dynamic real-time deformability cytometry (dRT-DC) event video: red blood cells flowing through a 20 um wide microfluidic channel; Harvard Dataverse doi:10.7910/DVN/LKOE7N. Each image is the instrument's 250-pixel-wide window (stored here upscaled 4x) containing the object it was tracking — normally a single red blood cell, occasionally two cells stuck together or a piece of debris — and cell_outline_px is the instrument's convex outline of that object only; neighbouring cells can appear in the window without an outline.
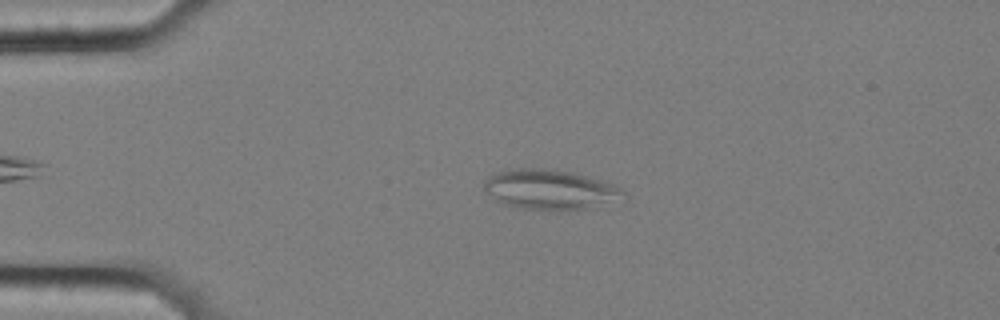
{"species": "common noctule bat (a hibernating species)", "species_latin": "Nyctalus noctula", "temperature_condition": "cold", "stored_images_in_passage": 47, "camera_frame_rate_fps": 3000, "um_per_image_px": 0.085, "animal": {"sex": "female", "body_mass_g": 25.1}, "frame": {"image": 1, "passage_image": 3, "time_ms": 0.667, "image_size_px": [1000, 320], "cell_outline_px": [[628, 196], [592, 208], [516, 208], [500, 204], [484, 188], [484, 180], [488, 176], [500, 172], [516, 168], [552, 168], [576, 172], [612, 184], [620, 188]], "centroid_in_image_um": [46.74, 16.08], "position_along_channel_um": 38.3, "area_um2": 32.02}}
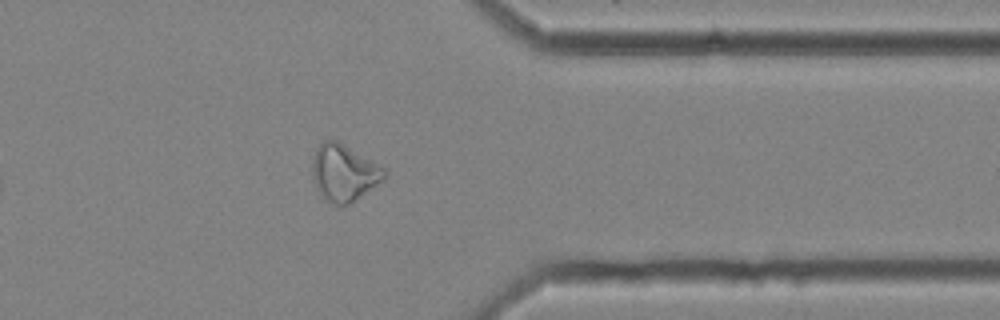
{"frame": {"image": 2, "passage_image": 36, "time_ms": 11.667, "image_size_px": [1000, 320], "cell_outline_px": [[388, 172], [384, 180], [356, 200], [348, 204], [332, 204], [324, 200], [320, 196], [316, 188], [312, 176], [312, 156], [316, 148], [324, 140], [336, 140], [344, 144], [384, 168]], "centroid_in_image_um": [29.21, 14.7], "position_along_channel_um": 382.2, "area_um2": 23.93}}
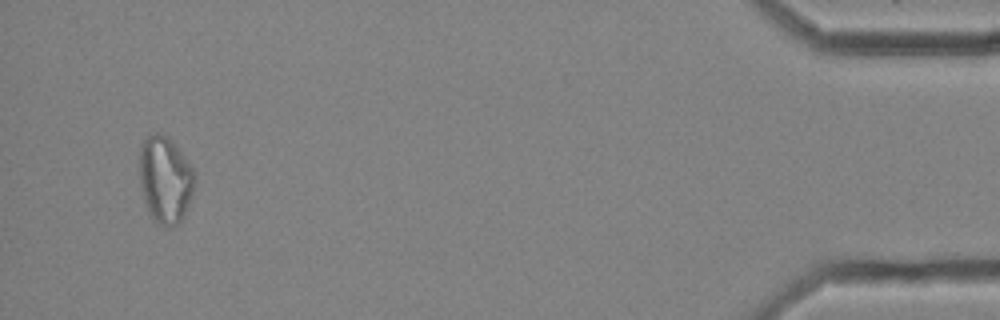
{"frame": {"image": 3, "passage_image": 45, "time_ms": 14.667, "image_size_px": [1000, 320], "cell_outline_px": [[196, 180], [192, 196], [184, 216], [176, 224], [168, 228], [164, 228], [148, 212], [144, 200], [140, 184], [140, 144], [148, 136], [156, 132], [164, 132], [172, 140], [196, 172]], "centroid_in_image_um": [14.06, 15.24], "position_along_channel_um": 421.1, "area_um2": 28.26}}